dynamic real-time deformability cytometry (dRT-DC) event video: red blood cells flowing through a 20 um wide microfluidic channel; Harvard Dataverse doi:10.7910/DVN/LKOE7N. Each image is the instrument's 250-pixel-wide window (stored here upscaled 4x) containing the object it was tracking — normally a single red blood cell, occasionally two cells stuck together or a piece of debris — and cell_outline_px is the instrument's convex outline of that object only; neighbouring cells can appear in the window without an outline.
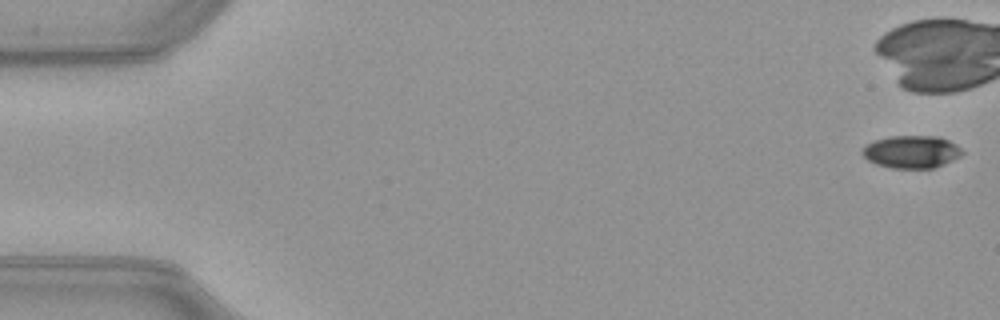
{"species": "common noctule bat (a hibernating species)", "species_latin": "Nyctalus noctula", "temperature_condition": "warm", "stored_images_in_passage": 12, "camera_frame_rate_fps": 3000, "um_per_image_px": 0.085, "animal": {"sex": "female", "body_mass_g": 21.9}, "frame": {"image": 1, "passage_image": 1, "time_ms": 0.0, "image_size_px": [1000, 320], "cell_outline_px": [[964, 152], [960, 156], [944, 164], [932, 168], [892, 168], [876, 164], [868, 160], [860, 152], [868, 144], [876, 140], [888, 136], [940, 136], [956, 144]], "centroid_in_image_um": [77.49, 12.9], "position_along_channel_um": 7.5, "area_um2": 18.9}}